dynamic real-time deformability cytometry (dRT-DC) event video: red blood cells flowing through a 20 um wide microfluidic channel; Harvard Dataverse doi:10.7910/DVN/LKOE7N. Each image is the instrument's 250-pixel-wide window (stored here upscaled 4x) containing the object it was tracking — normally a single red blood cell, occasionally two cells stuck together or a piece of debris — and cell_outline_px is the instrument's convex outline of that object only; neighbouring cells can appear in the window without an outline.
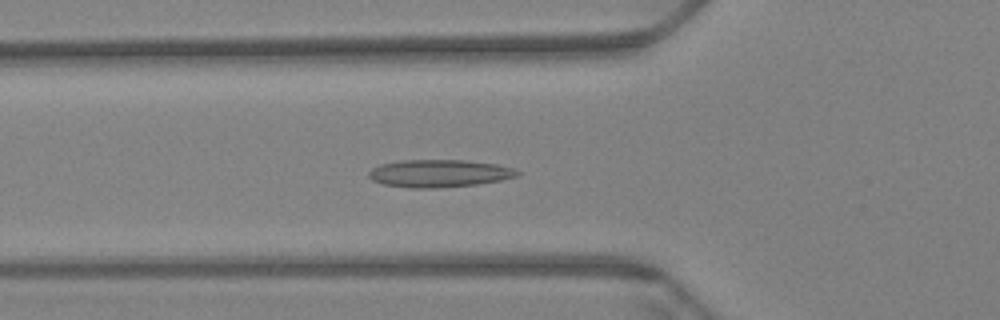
{"species": "Egyptian fruit bat (a non-hibernating species)", "species_latin": "Rousettus aegyptiacus", "temperature_condition": "warm", "stored_images_in_passage": 59, "camera_frame_rate_fps": 3000, "um_per_image_px": 0.085, "animal": {"sex": "female"}, "frame": {"image": 1, "passage_image": 21, "time_ms": 6.667, "image_size_px": [1000, 320], "cell_outline_px": [[520, 172], [516, 176], [500, 180], [476, 184], [432, 188], [412, 188], [384, 184], [372, 180], [368, 176], [368, 172], [372, 168], [380, 164], [404, 160], [460, 160], [496, 164], [512, 168]], "centroid_in_image_um": [37.28, 14.73], "position_along_channel_um": 88.5, "area_um2": 23.52}}
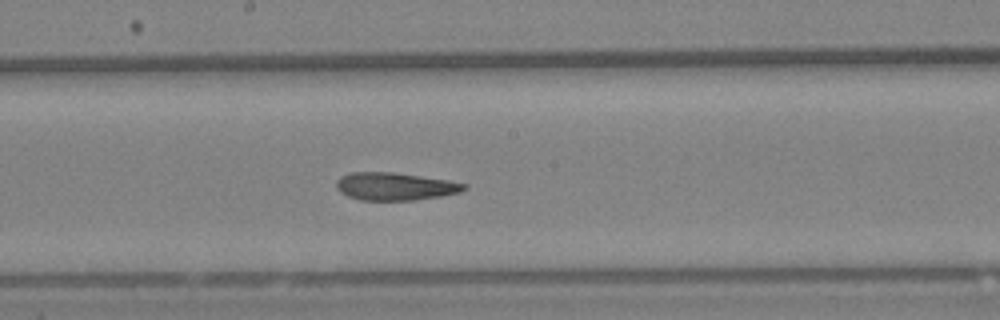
{"frame": {"image": 2, "passage_image": 32, "time_ms": 10.333, "image_size_px": [1000, 320], "cell_outline_px": [[468, 188], [460, 192], [440, 196], [416, 200], [360, 200], [348, 196], [340, 192], [336, 188], [336, 180], [340, 176], [348, 172], [392, 172], [448, 180], [468, 184]], "centroid_in_image_um": [33.56, 15.84], "position_along_channel_um": 214.6, "area_um2": 20.75}}
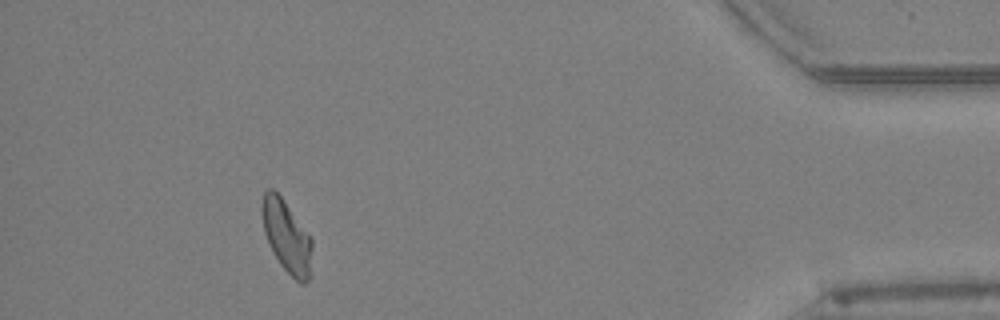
{"frame": {"image": 3, "passage_image": 54, "time_ms": 17.667, "image_size_px": [1000, 320], "cell_outline_px": [[312, 248], [308, 280], [304, 284], [300, 284], [280, 264], [272, 252], [264, 232], [260, 212], [260, 208], [264, 192], [268, 188], [272, 188], [284, 200], [312, 240]], "centroid_in_image_um": [24.32, 20.07], "position_along_channel_um": 410.9, "area_um2": 20.87}, "authors_computed_cell_mechanics": {"area_um2": 21.675, "velocity_mm_per_s": 3.4383, "shape_relaxation_time_tau1_ms": null, "shape_relaxation_time_tau2_ms": 3.9089, "deformation_change_tau1": null, "deformation_change_tau2": 0.1193}}